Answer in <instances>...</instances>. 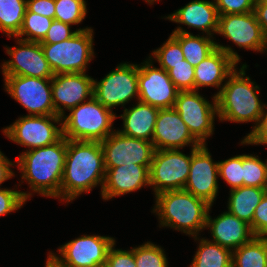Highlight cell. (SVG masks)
Listing matches in <instances>:
<instances>
[{
	"instance_id": "obj_1",
	"label": "cell",
	"mask_w": 267,
	"mask_h": 267,
	"mask_svg": "<svg viewBox=\"0 0 267 267\" xmlns=\"http://www.w3.org/2000/svg\"><path fill=\"white\" fill-rule=\"evenodd\" d=\"M106 169L100 142L67 140V152L61 199L72 201L83 192H90L99 183L104 185Z\"/></svg>"
},
{
	"instance_id": "obj_2",
	"label": "cell",
	"mask_w": 267,
	"mask_h": 267,
	"mask_svg": "<svg viewBox=\"0 0 267 267\" xmlns=\"http://www.w3.org/2000/svg\"><path fill=\"white\" fill-rule=\"evenodd\" d=\"M67 139L62 136L57 142L27 150L17 159L22 179H26L33 191L46 197H61Z\"/></svg>"
},
{
	"instance_id": "obj_3",
	"label": "cell",
	"mask_w": 267,
	"mask_h": 267,
	"mask_svg": "<svg viewBox=\"0 0 267 267\" xmlns=\"http://www.w3.org/2000/svg\"><path fill=\"white\" fill-rule=\"evenodd\" d=\"M211 205L185 190L165 191L156 195V212L162 226L193 235L205 228Z\"/></svg>"
},
{
	"instance_id": "obj_4",
	"label": "cell",
	"mask_w": 267,
	"mask_h": 267,
	"mask_svg": "<svg viewBox=\"0 0 267 267\" xmlns=\"http://www.w3.org/2000/svg\"><path fill=\"white\" fill-rule=\"evenodd\" d=\"M246 64L240 71L236 69L228 76L229 80L215 94L220 120L234 122L259 121L264 105L258 99L259 87L245 78ZM257 91V93H256Z\"/></svg>"
},
{
	"instance_id": "obj_5",
	"label": "cell",
	"mask_w": 267,
	"mask_h": 267,
	"mask_svg": "<svg viewBox=\"0 0 267 267\" xmlns=\"http://www.w3.org/2000/svg\"><path fill=\"white\" fill-rule=\"evenodd\" d=\"M69 111L61 124L62 135L67 140L102 142L113 133L112 122L117 116L93 96Z\"/></svg>"
},
{
	"instance_id": "obj_6",
	"label": "cell",
	"mask_w": 267,
	"mask_h": 267,
	"mask_svg": "<svg viewBox=\"0 0 267 267\" xmlns=\"http://www.w3.org/2000/svg\"><path fill=\"white\" fill-rule=\"evenodd\" d=\"M93 30L78 29L71 38L55 43L41 44L44 56L54 74L85 73L93 57Z\"/></svg>"
},
{
	"instance_id": "obj_7",
	"label": "cell",
	"mask_w": 267,
	"mask_h": 267,
	"mask_svg": "<svg viewBox=\"0 0 267 267\" xmlns=\"http://www.w3.org/2000/svg\"><path fill=\"white\" fill-rule=\"evenodd\" d=\"M190 156L177 150H155L150 166V185L155 196L165 191L183 190L190 172Z\"/></svg>"
},
{
	"instance_id": "obj_8",
	"label": "cell",
	"mask_w": 267,
	"mask_h": 267,
	"mask_svg": "<svg viewBox=\"0 0 267 267\" xmlns=\"http://www.w3.org/2000/svg\"><path fill=\"white\" fill-rule=\"evenodd\" d=\"M6 91L29 111V115H56L51 78L4 75Z\"/></svg>"
},
{
	"instance_id": "obj_9",
	"label": "cell",
	"mask_w": 267,
	"mask_h": 267,
	"mask_svg": "<svg viewBox=\"0 0 267 267\" xmlns=\"http://www.w3.org/2000/svg\"><path fill=\"white\" fill-rule=\"evenodd\" d=\"M114 243L115 240L111 237L84 235L60 247L58 250L61 257L50 253L49 258L59 267L104 266L108 251Z\"/></svg>"
},
{
	"instance_id": "obj_10",
	"label": "cell",
	"mask_w": 267,
	"mask_h": 267,
	"mask_svg": "<svg viewBox=\"0 0 267 267\" xmlns=\"http://www.w3.org/2000/svg\"><path fill=\"white\" fill-rule=\"evenodd\" d=\"M213 98L214 103L210 104L197 91H179L173 107L201 145L212 135L215 114H218L216 97Z\"/></svg>"
},
{
	"instance_id": "obj_11",
	"label": "cell",
	"mask_w": 267,
	"mask_h": 267,
	"mask_svg": "<svg viewBox=\"0 0 267 267\" xmlns=\"http://www.w3.org/2000/svg\"><path fill=\"white\" fill-rule=\"evenodd\" d=\"M61 120L62 117L58 115H27L20 117L3 132L8 139L32 150L51 145L63 136L62 127L58 128L52 123V121L58 123Z\"/></svg>"
},
{
	"instance_id": "obj_12",
	"label": "cell",
	"mask_w": 267,
	"mask_h": 267,
	"mask_svg": "<svg viewBox=\"0 0 267 267\" xmlns=\"http://www.w3.org/2000/svg\"><path fill=\"white\" fill-rule=\"evenodd\" d=\"M138 97V65L123 63L100 82H93V97L109 109Z\"/></svg>"
},
{
	"instance_id": "obj_13",
	"label": "cell",
	"mask_w": 267,
	"mask_h": 267,
	"mask_svg": "<svg viewBox=\"0 0 267 267\" xmlns=\"http://www.w3.org/2000/svg\"><path fill=\"white\" fill-rule=\"evenodd\" d=\"M100 144L103 149L105 168L129 164L151 166L155 149L150 141L113 131Z\"/></svg>"
},
{
	"instance_id": "obj_14",
	"label": "cell",
	"mask_w": 267,
	"mask_h": 267,
	"mask_svg": "<svg viewBox=\"0 0 267 267\" xmlns=\"http://www.w3.org/2000/svg\"><path fill=\"white\" fill-rule=\"evenodd\" d=\"M138 65V87L140 102L159 109L173 108L179 90L163 68L152 67L151 62Z\"/></svg>"
},
{
	"instance_id": "obj_15",
	"label": "cell",
	"mask_w": 267,
	"mask_h": 267,
	"mask_svg": "<svg viewBox=\"0 0 267 267\" xmlns=\"http://www.w3.org/2000/svg\"><path fill=\"white\" fill-rule=\"evenodd\" d=\"M217 33L239 47L260 52L267 49V35L261 29L254 12L220 15Z\"/></svg>"
},
{
	"instance_id": "obj_16",
	"label": "cell",
	"mask_w": 267,
	"mask_h": 267,
	"mask_svg": "<svg viewBox=\"0 0 267 267\" xmlns=\"http://www.w3.org/2000/svg\"><path fill=\"white\" fill-rule=\"evenodd\" d=\"M19 47L7 49L12 60L2 64L3 75L52 78L54 73L46 60L40 42L18 38Z\"/></svg>"
},
{
	"instance_id": "obj_17",
	"label": "cell",
	"mask_w": 267,
	"mask_h": 267,
	"mask_svg": "<svg viewBox=\"0 0 267 267\" xmlns=\"http://www.w3.org/2000/svg\"><path fill=\"white\" fill-rule=\"evenodd\" d=\"M192 159L185 191L205 200L212 206L218 192V162L214 163L205 145L192 147Z\"/></svg>"
},
{
	"instance_id": "obj_18",
	"label": "cell",
	"mask_w": 267,
	"mask_h": 267,
	"mask_svg": "<svg viewBox=\"0 0 267 267\" xmlns=\"http://www.w3.org/2000/svg\"><path fill=\"white\" fill-rule=\"evenodd\" d=\"M93 82L94 79L85 73L54 74L51 78V88L56 115L64 116L61 105L70 110L83 103L87 96L92 97Z\"/></svg>"
},
{
	"instance_id": "obj_19",
	"label": "cell",
	"mask_w": 267,
	"mask_h": 267,
	"mask_svg": "<svg viewBox=\"0 0 267 267\" xmlns=\"http://www.w3.org/2000/svg\"><path fill=\"white\" fill-rule=\"evenodd\" d=\"M152 143L155 150H177L191 143L193 148L201 146L174 108L159 109Z\"/></svg>"
},
{
	"instance_id": "obj_20",
	"label": "cell",
	"mask_w": 267,
	"mask_h": 267,
	"mask_svg": "<svg viewBox=\"0 0 267 267\" xmlns=\"http://www.w3.org/2000/svg\"><path fill=\"white\" fill-rule=\"evenodd\" d=\"M216 47L210 55L194 67L195 91L201 86L218 88L240 61L239 55L230 47L217 43Z\"/></svg>"
},
{
	"instance_id": "obj_21",
	"label": "cell",
	"mask_w": 267,
	"mask_h": 267,
	"mask_svg": "<svg viewBox=\"0 0 267 267\" xmlns=\"http://www.w3.org/2000/svg\"><path fill=\"white\" fill-rule=\"evenodd\" d=\"M105 169L106 176L101 190L105 200L150 185V166L129 164Z\"/></svg>"
},
{
	"instance_id": "obj_22",
	"label": "cell",
	"mask_w": 267,
	"mask_h": 267,
	"mask_svg": "<svg viewBox=\"0 0 267 267\" xmlns=\"http://www.w3.org/2000/svg\"><path fill=\"white\" fill-rule=\"evenodd\" d=\"M205 227H210L213 242L229 250H236L255 237L250 225L229 211L213 220L208 211Z\"/></svg>"
},
{
	"instance_id": "obj_23",
	"label": "cell",
	"mask_w": 267,
	"mask_h": 267,
	"mask_svg": "<svg viewBox=\"0 0 267 267\" xmlns=\"http://www.w3.org/2000/svg\"><path fill=\"white\" fill-rule=\"evenodd\" d=\"M218 17L215 1L194 0L166 18L200 29L210 36L211 32L217 33Z\"/></svg>"
},
{
	"instance_id": "obj_24",
	"label": "cell",
	"mask_w": 267,
	"mask_h": 267,
	"mask_svg": "<svg viewBox=\"0 0 267 267\" xmlns=\"http://www.w3.org/2000/svg\"><path fill=\"white\" fill-rule=\"evenodd\" d=\"M158 113L159 108L139 101L129 110L125 108L123 115L120 116L124 120V129L119 132L129 137L152 142Z\"/></svg>"
},
{
	"instance_id": "obj_25",
	"label": "cell",
	"mask_w": 267,
	"mask_h": 267,
	"mask_svg": "<svg viewBox=\"0 0 267 267\" xmlns=\"http://www.w3.org/2000/svg\"><path fill=\"white\" fill-rule=\"evenodd\" d=\"M267 188L241 186L230 191L228 211L239 219L252 223L255 208L259 205Z\"/></svg>"
},
{
	"instance_id": "obj_26",
	"label": "cell",
	"mask_w": 267,
	"mask_h": 267,
	"mask_svg": "<svg viewBox=\"0 0 267 267\" xmlns=\"http://www.w3.org/2000/svg\"><path fill=\"white\" fill-rule=\"evenodd\" d=\"M180 44L185 60L196 67L217 47L211 36H194L191 33L178 27L171 34Z\"/></svg>"
},
{
	"instance_id": "obj_27",
	"label": "cell",
	"mask_w": 267,
	"mask_h": 267,
	"mask_svg": "<svg viewBox=\"0 0 267 267\" xmlns=\"http://www.w3.org/2000/svg\"><path fill=\"white\" fill-rule=\"evenodd\" d=\"M232 267H267V236L254 237L232 251Z\"/></svg>"
},
{
	"instance_id": "obj_28",
	"label": "cell",
	"mask_w": 267,
	"mask_h": 267,
	"mask_svg": "<svg viewBox=\"0 0 267 267\" xmlns=\"http://www.w3.org/2000/svg\"><path fill=\"white\" fill-rule=\"evenodd\" d=\"M232 251L215 242L201 239L191 267H232Z\"/></svg>"
},
{
	"instance_id": "obj_29",
	"label": "cell",
	"mask_w": 267,
	"mask_h": 267,
	"mask_svg": "<svg viewBox=\"0 0 267 267\" xmlns=\"http://www.w3.org/2000/svg\"><path fill=\"white\" fill-rule=\"evenodd\" d=\"M27 0H0V29L7 36H15L20 32L26 12Z\"/></svg>"
},
{
	"instance_id": "obj_30",
	"label": "cell",
	"mask_w": 267,
	"mask_h": 267,
	"mask_svg": "<svg viewBox=\"0 0 267 267\" xmlns=\"http://www.w3.org/2000/svg\"><path fill=\"white\" fill-rule=\"evenodd\" d=\"M54 19L47 18L43 15L29 12L26 9L22 26L20 32L17 35L21 36L27 35V38H22V40L41 42L47 34L48 29Z\"/></svg>"
},
{
	"instance_id": "obj_31",
	"label": "cell",
	"mask_w": 267,
	"mask_h": 267,
	"mask_svg": "<svg viewBox=\"0 0 267 267\" xmlns=\"http://www.w3.org/2000/svg\"><path fill=\"white\" fill-rule=\"evenodd\" d=\"M243 186L267 188V161L258 156L242 155Z\"/></svg>"
},
{
	"instance_id": "obj_32",
	"label": "cell",
	"mask_w": 267,
	"mask_h": 267,
	"mask_svg": "<svg viewBox=\"0 0 267 267\" xmlns=\"http://www.w3.org/2000/svg\"><path fill=\"white\" fill-rule=\"evenodd\" d=\"M87 13L84 0H55V20L63 23L78 24Z\"/></svg>"
},
{
	"instance_id": "obj_33",
	"label": "cell",
	"mask_w": 267,
	"mask_h": 267,
	"mask_svg": "<svg viewBox=\"0 0 267 267\" xmlns=\"http://www.w3.org/2000/svg\"><path fill=\"white\" fill-rule=\"evenodd\" d=\"M134 259L136 267H168L161 247L150 242L134 248Z\"/></svg>"
},
{
	"instance_id": "obj_34",
	"label": "cell",
	"mask_w": 267,
	"mask_h": 267,
	"mask_svg": "<svg viewBox=\"0 0 267 267\" xmlns=\"http://www.w3.org/2000/svg\"><path fill=\"white\" fill-rule=\"evenodd\" d=\"M152 55H154L159 62L160 68H163L167 72L171 69V65L181 63V61L185 59L179 42L172 35H170L167 42H165L162 47L155 50Z\"/></svg>"
},
{
	"instance_id": "obj_35",
	"label": "cell",
	"mask_w": 267,
	"mask_h": 267,
	"mask_svg": "<svg viewBox=\"0 0 267 267\" xmlns=\"http://www.w3.org/2000/svg\"><path fill=\"white\" fill-rule=\"evenodd\" d=\"M168 75L179 91H195L194 66L185 59L171 65Z\"/></svg>"
},
{
	"instance_id": "obj_36",
	"label": "cell",
	"mask_w": 267,
	"mask_h": 267,
	"mask_svg": "<svg viewBox=\"0 0 267 267\" xmlns=\"http://www.w3.org/2000/svg\"><path fill=\"white\" fill-rule=\"evenodd\" d=\"M218 170V176H221L231 186L230 190L243 186L242 155L218 162Z\"/></svg>"
},
{
	"instance_id": "obj_37",
	"label": "cell",
	"mask_w": 267,
	"mask_h": 267,
	"mask_svg": "<svg viewBox=\"0 0 267 267\" xmlns=\"http://www.w3.org/2000/svg\"><path fill=\"white\" fill-rule=\"evenodd\" d=\"M31 193L0 189V216L19 209Z\"/></svg>"
},
{
	"instance_id": "obj_38",
	"label": "cell",
	"mask_w": 267,
	"mask_h": 267,
	"mask_svg": "<svg viewBox=\"0 0 267 267\" xmlns=\"http://www.w3.org/2000/svg\"><path fill=\"white\" fill-rule=\"evenodd\" d=\"M218 15L241 14L254 11L256 0H215Z\"/></svg>"
},
{
	"instance_id": "obj_39",
	"label": "cell",
	"mask_w": 267,
	"mask_h": 267,
	"mask_svg": "<svg viewBox=\"0 0 267 267\" xmlns=\"http://www.w3.org/2000/svg\"><path fill=\"white\" fill-rule=\"evenodd\" d=\"M77 31L71 32L69 24L54 19L40 44H55L67 40L75 35Z\"/></svg>"
},
{
	"instance_id": "obj_40",
	"label": "cell",
	"mask_w": 267,
	"mask_h": 267,
	"mask_svg": "<svg viewBox=\"0 0 267 267\" xmlns=\"http://www.w3.org/2000/svg\"><path fill=\"white\" fill-rule=\"evenodd\" d=\"M251 230L255 237H266L267 235V192L264 194L259 205L255 208Z\"/></svg>"
},
{
	"instance_id": "obj_41",
	"label": "cell",
	"mask_w": 267,
	"mask_h": 267,
	"mask_svg": "<svg viewBox=\"0 0 267 267\" xmlns=\"http://www.w3.org/2000/svg\"><path fill=\"white\" fill-rule=\"evenodd\" d=\"M115 243L110 247L106 259L107 267H136L134 248L130 251L114 249Z\"/></svg>"
},
{
	"instance_id": "obj_42",
	"label": "cell",
	"mask_w": 267,
	"mask_h": 267,
	"mask_svg": "<svg viewBox=\"0 0 267 267\" xmlns=\"http://www.w3.org/2000/svg\"><path fill=\"white\" fill-rule=\"evenodd\" d=\"M264 105L259 121L241 142L242 144H267V113H265Z\"/></svg>"
},
{
	"instance_id": "obj_43",
	"label": "cell",
	"mask_w": 267,
	"mask_h": 267,
	"mask_svg": "<svg viewBox=\"0 0 267 267\" xmlns=\"http://www.w3.org/2000/svg\"><path fill=\"white\" fill-rule=\"evenodd\" d=\"M26 9L29 12L40 14L50 19H54L55 0H27Z\"/></svg>"
},
{
	"instance_id": "obj_44",
	"label": "cell",
	"mask_w": 267,
	"mask_h": 267,
	"mask_svg": "<svg viewBox=\"0 0 267 267\" xmlns=\"http://www.w3.org/2000/svg\"><path fill=\"white\" fill-rule=\"evenodd\" d=\"M253 12L261 29L267 35V0H256Z\"/></svg>"
},
{
	"instance_id": "obj_45",
	"label": "cell",
	"mask_w": 267,
	"mask_h": 267,
	"mask_svg": "<svg viewBox=\"0 0 267 267\" xmlns=\"http://www.w3.org/2000/svg\"><path fill=\"white\" fill-rule=\"evenodd\" d=\"M11 165H13V163L10 162L7 157H5L0 151V185L2 182L14 175V173L10 169Z\"/></svg>"
},
{
	"instance_id": "obj_46",
	"label": "cell",
	"mask_w": 267,
	"mask_h": 267,
	"mask_svg": "<svg viewBox=\"0 0 267 267\" xmlns=\"http://www.w3.org/2000/svg\"><path fill=\"white\" fill-rule=\"evenodd\" d=\"M45 267H59V266L48 256Z\"/></svg>"
},
{
	"instance_id": "obj_47",
	"label": "cell",
	"mask_w": 267,
	"mask_h": 267,
	"mask_svg": "<svg viewBox=\"0 0 267 267\" xmlns=\"http://www.w3.org/2000/svg\"><path fill=\"white\" fill-rule=\"evenodd\" d=\"M145 1L153 4V2L156 1V0H145Z\"/></svg>"
}]
</instances>
